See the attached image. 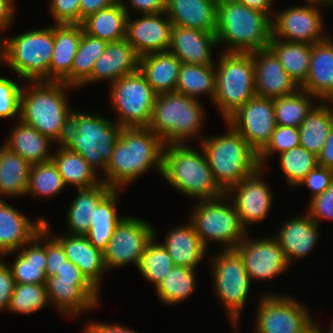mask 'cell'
<instances>
[{"mask_svg":"<svg viewBox=\"0 0 333 333\" xmlns=\"http://www.w3.org/2000/svg\"><path fill=\"white\" fill-rule=\"evenodd\" d=\"M247 7L266 13L271 19L275 12L273 9L274 0H236Z\"/></svg>","mask_w":333,"mask_h":333,"instance_id":"cell-62","label":"cell"},{"mask_svg":"<svg viewBox=\"0 0 333 333\" xmlns=\"http://www.w3.org/2000/svg\"><path fill=\"white\" fill-rule=\"evenodd\" d=\"M182 62L171 52H155L139 57V71L157 94L175 92Z\"/></svg>","mask_w":333,"mask_h":333,"instance_id":"cell-33","label":"cell"},{"mask_svg":"<svg viewBox=\"0 0 333 333\" xmlns=\"http://www.w3.org/2000/svg\"><path fill=\"white\" fill-rule=\"evenodd\" d=\"M54 26L31 29L9 38L0 36V63L23 81H49Z\"/></svg>","mask_w":333,"mask_h":333,"instance_id":"cell-8","label":"cell"},{"mask_svg":"<svg viewBox=\"0 0 333 333\" xmlns=\"http://www.w3.org/2000/svg\"><path fill=\"white\" fill-rule=\"evenodd\" d=\"M164 146L148 127L123 128L101 180L113 189H125L150 169L161 175Z\"/></svg>","mask_w":333,"mask_h":333,"instance_id":"cell-1","label":"cell"},{"mask_svg":"<svg viewBox=\"0 0 333 333\" xmlns=\"http://www.w3.org/2000/svg\"><path fill=\"white\" fill-rule=\"evenodd\" d=\"M49 224V220L45 219L44 227L62 244L68 260L78 266L85 277L101 291L102 277L107 271L103 252L96 249L86 236L66 233L54 235Z\"/></svg>","mask_w":333,"mask_h":333,"instance_id":"cell-24","label":"cell"},{"mask_svg":"<svg viewBox=\"0 0 333 333\" xmlns=\"http://www.w3.org/2000/svg\"><path fill=\"white\" fill-rule=\"evenodd\" d=\"M46 281L90 282L79 267L69 260L57 270L54 276H48Z\"/></svg>","mask_w":333,"mask_h":333,"instance_id":"cell-57","label":"cell"},{"mask_svg":"<svg viewBox=\"0 0 333 333\" xmlns=\"http://www.w3.org/2000/svg\"><path fill=\"white\" fill-rule=\"evenodd\" d=\"M173 24L165 12L142 14L127 18L125 40L141 57L146 54L168 51Z\"/></svg>","mask_w":333,"mask_h":333,"instance_id":"cell-19","label":"cell"},{"mask_svg":"<svg viewBox=\"0 0 333 333\" xmlns=\"http://www.w3.org/2000/svg\"><path fill=\"white\" fill-rule=\"evenodd\" d=\"M128 14L119 0L108 8L83 19L81 25L86 34L106 42L125 39Z\"/></svg>","mask_w":333,"mask_h":333,"instance_id":"cell-36","label":"cell"},{"mask_svg":"<svg viewBox=\"0 0 333 333\" xmlns=\"http://www.w3.org/2000/svg\"><path fill=\"white\" fill-rule=\"evenodd\" d=\"M248 234L234 248L242 257L250 280H271L281 276L291 267L277 239L271 237L251 238Z\"/></svg>","mask_w":333,"mask_h":333,"instance_id":"cell-17","label":"cell"},{"mask_svg":"<svg viewBox=\"0 0 333 333\" xmlns=\"http://www.w3.org/2000/svg\"><path fill=\"white\" fill-rule=\"evenodd\" d=\"M318 165L333 170V124L330 128L329 135L318 154Z\"/></svg>","mask_w":333,"mask_h":333,"instance_id":"cell-61","label":"cell"},{"mask_svg":"<svg viewBox=\"0 0 333 333\" xmlns=\"http://www.w3.org/2000/svg\"><path fill=\"white\" fill-rule=\"evenodd\" d=\"M176 93L200 100L208 95L211 101L215 97V65L182 63L176 84Z\"/></svg>","mask_w":333,"mask_h":333,"instance_id":"cell-41","label":"cell"},{"mask_svg":"<svg viewBox=\"0 0 333 333\" xmlns=\"http://www.w3.org/2000/svg\"><path fill=\"white\" fill-rule=\"evenodd\" d=\"M103 181L90 188L77 189L67 210L66 227L69 235L85 236L97 204L112 190Z\"/></svg>","mask_w":333,"mask_h":333,"instance_id":"cell-34","label":"cell"},{"mask_svg":"<svg viewBox=\"0 0 333 333\" xmlns=\"http://www.w3.org/2000/svg\"><path fill=\"white\" fill-rule=\"evenodd\" d=\"M81 0H50L49 13L54 24H80Z\"/></svg>","mask_w":333,"mask_h":333,"instance_id":"cell-51","label":"cell"},{"mask_svg":"<svg viewBox=\"0 0 333 333\" xmlns=\"http://www.w3.org/2000/svg\"><path fill=\"white\" fill-rule=\"evenodd\" d=\"M269 49L279 59L287 74L301 87L309 73L311 44L271 38Z\"/></svg>","mask_w":333,"mask_h":333,"instance_id":"cell-40","label":"cell"},{"mask_svg":"<svg viewBox=\"0 0 333 333\" xmlns=\"http://www.w3.org/2000/svg\"><path fill=\"white\" fill-rule=\"evenodd\" d=\"M83 333H139L128 326H123L118 323H103L98 321H89L82 329Z\"/></svg>","mask_w":333,"mask_h":333,"instance_id":"cell-58","label":"cell"},{"mask_svg":"<svg viewBox=\"0 0 333 333\" xmlns=\"http://www.w3.org/2000/svg\"><path fill=\"white\" fill-rule=\"evenodd\" d=\"M258 298L254 333H305L315 320L291 295L268 292Z\"/></svg>","mask_w":333,"mask_h":333,"instance_id":"cell-13","label":"cell"},{"mask_svg":"<svg viewBox=\"0 0 333 333\" xmlns=\"http://www.w3.org/2000/svg\"><path fill=\"white\" fill-rule=\"evenodd\" d=\"M139 67V56L125 40L108 42L102 55L95 61L91 75L78 87L96 82H106L108 85L121 77L134 73Z\"/></svg>","mask_w":333,"mask_h":333,"instance_id":"cell-23","label":"cell"},{"mask_svg":"<svg viewBox=\"0 0 333 333\" xmlns=\"http://www.w3.org/2000/svg\"><path fill=\"white\" fill-rule=\"evenodd\" d=\"M265 169L260 167L225 193L235 205L240 221L248 232L249 226L265 220L272 209L274 193L264 178Z\"/></svg>","mask_w":333,"mask_h":333,"instance_id":"cell-16","label":"cell"},{"mask_svg":"<svg viewBox=\"0 0 333 333\" xmlns=\"http://www.w3.org/2000/svg\"><path fill=\"white\" fill-rule=\"evenodd\" d=\"M317 98L299 89L296 93L274 99L276 125L299 128L312 108L319 102Z\"/></svg>","mask_w":333,"mask_h":333,"instance_id":"cell-43","label":"cell"},{"mask_svg":"<svg viewBox=\"0 0 333 333\" xmlns=\"http://www.w3.org/2000/svg\"><path fill=\"white\" fill-rule=\"evenodd\" d=\"M67 260L62 244L46 229V276H54Z\"/></svg>","mask_w":333,"mask_h":333,"instance_id":"cell-54","label":"cell"},{"mask_svg":"<svg viewBox=\"0 0 333 333\" xmlns=\"http://www.w3.org/2000/svg\"><path fill=\"white\" fill-rule=\"evenodd\" d=\"M217 62L212 103L225 121L239 107L257 96L255 67L252 53L222 51Z\"/></svg>","mask_w":333,"mask_h":333,"instance_id":"cell-9","label":"cell"},{"mask_svg":"<svg viewBox=\"0 0 333 333\" xmlns=\"http://www.w3.org/2000/svg\"><path fill=\"white\" fill-rule=\"evenodd\" d=\"M15 254L13 262L8 263L13 272L15 284H45L46 283V228L43 227L36 236L23 245Z\"/></svg>","mask_w":333,"mask_h":333,"instance_id":"cell-28","label":"cell"},{"mask_svg":"<svg viewBox=\"0 0 333 333\" xmlns=\"http://www.w3.org/2000/svg\"><path fill=\"white\" fill-rule=\"evenodd\" d=\"M273 233L280 247L283 249L288 264L302 260L309 256L320 239V227L305 212L304 214L289 217Z\"/></svg>","mask_w":333,"mask_h":333,"instance_id":"cell-21","label":"cell"},{"mask_svg":"<svg viewBox=\"0 0 333 333\" xmlns=\"http://www.w3.org/2000/svg\"><path fill=\"white\" fill-rule=\"evenodd\" d=\"M126 1L119 0L128 16L132 15L130 14L132 11L135 12V14L137 13L138 16L140 14H157L165 12L166 0H128L127 3Z\"/></svg>","mask_w":333,"mask_h":333,"instance_id":"cell-56","label":"cell"},{"mask_svg":"<svg viewBox=\"0 0 333 333\" xmlns=\"http://www.w3.org/2000/svg\"><path fill=\"white\" fill-rule=\"evenodd\" d=\"M252 56L257 96L275 99L290 96L300 89L269 48L254 51Z\"/></svg>","mask_w":333,"mask_h":333,"instance_id":"cell-22","label":"cell"},{"mask_svg":"<svg viewBox=\"0 0 333 333\" xmlns=\"http://www.w3.org/2000/svg\"><path fill=\"white\" fill-rule=\"evenodd\" d=\"M154 235L155 228L151 223L138 217L124 216L103 252L107 272L129 264L137 268L147 243Z\"/></svg>","mask_w":333,"mask_h":333,"instance_id":"cell-14","label":"cell"},{"mask_svg":"<svg viewBox=\"0 0 333 333\" xmlns=\"http://www.w3.org/2000/svg\"><path fill=\"white\" fill-rule=\"evenodd\" d=\"M199 148L188 143L165 145L161 177L194 201L222 197L225 192L214 180L205 153Z\"/></svg>","mask_w":333,"mask_h":333,"instance_id":"cell-5","label":"cell"},{"mask_svg":"<svg viewBox=\"0 0 333 333\" xmlns=\"http://www.w3.org/2000/svg\"><path fill=\"white\" fill-rule=\"evenodd\" d=\"M108 42L83 31L71 69V86L78 88L92 73L95 61L105 51Z\"/></svg>","mask_w":333,"mask_h":333,"instance_id":"cell-45","label":"cell"},{"mask_svg":"<svg viewBox=\"0 0 333 333\" xmlns=\"http://www.w3.org/2000/svg\"><path fill=\"white\" fill-rule=\"evenodd\" d=\"M195 202L188 219L207 249L211 241L220 243L223 249H234L248 234L235 205L226 194Z\"/></svg>","mask_w":333,"mask_h":333,"instance_id":"cell-11","label":"cell"},{"mask_svg":"<svg viewBox=\"0 0 333 333\" xmlns=\"http://www.w3.org/2000/svg\"><path fill=\"white\" fill-rule=\"evenodd\" d=\"M5 259L0 257V312L5 310L8 312L15 287L12 269Z\"/></svg>","mask_w":333,"mask_h":333,"instance_id":"cell-55","label":"cell"},{"mask_svg":"<svg viewBox=\"0 0 333 333\" xmlns=\"http://www.w3.org/2000/svg\"><path fill=\"white\" fill-rule=\"evenodd\" d=\"M53 153L52 160L57 165L65 186L90 188L102 182L101 175L78 153L66 150L60 145Z\"/></svg>","mask_w":333,"mask_h":333,"instance_id":"cell-39","label":"cell"},{"mask_svg":"<svg viewBox=\"0 0 333 333\" xmlns=\"http://www.w3.org/2000/svg\"><path fill=\"white\" fill-rule=\"evenodd\" d=\"M123 189H112L96 206L90 228L86 233L89 242L98 250L104 252L114 233L117 224L124 218L118 213L120 192Z\"/></svg>","mask_w":333,"mask_h":333,"instance_id":"cell-35","label":"cell"},{"mask_svg":"<svg viewBox=\"0 0 333 333\" xmlns=\"http://www.w3.org/2000/svg\"><path fill=\"white\" fill-rule=\"evenodd\" d=\"M277 156L283 177L293 188H296L305 176L318 166L317 155L302 146L292 148Z\"/></svg>","mask_w":333,"mask_h":333,"instance_id":"cell-47","label":"cell"},{"mask_svg":"<svg viewBox=\"0 0 333 333\" xmlns=\"http://www.w3.org/2000/svg\"><path fill=\"white\" fill-rule=\"evenodd\" d=\"M218 0H166L165 13L173 26L216 33Z\"/></svg>","mask_w":333,"mask_h":333,"instance_id":"cell-30","label":"cell"},{"mask_svg":"<svg viewBox=\"0 0 333 333\" xmlns=\"http://www.w3.org/2000/svg\"><path fill=\"white\" fill-rule=\"evenodd\" d=\"M300 89L319 101H333V37L311 45L309 73Z\"/></svg>","mask_w":333,"mask_h":333,"instance_id":"cell-27","label":"cell"},{"mask_svg":"<svg viewBox=\"0 0 333 333\" xmlns=\"http://www.w3.org/2000/svg\"><path fill=\"white\" fill-rule=\"evenodd\" d=\"M118 0H81L80 2V24L87 16L110 7Z\"/></svg>","mask_w":333,"mask_h":333,"instance_id":"cell-60","label":"cell"},{"mask_svg":"<svg viewBox=\"0 0 333 333\" xmlns=\"http://www.w3.org/2000/svg\"><path fill=\"white\" fill-rule=\"evenodd\" d=\"M156 234L155 230V235L147 243L146 249L137 267L143 278L151 283L154 288L175 266L164 245L157 242Z\"/></svg>","mask_w":333,"mask_h":333,"instance_id":"cell-44","label":"cell"},{"mask_svg":"<svg viewBox=\"0 0 333 333\" xmlns=\"http://www.w3.org/2000/svg\"><path fill=\"white\" fill-rule=\"evenodd\" d=\"M46 218L32 221L4 199H0V257L18 251L44 227Z\"/></svg>","mask_w":333,"mask_h":333,"instance_id":"cell-25","label":"cell"},{"mask_svg":"<svg viewBox=\"0 0 333 333\" xmlns=\"http://www.w3.org/2000/svg\"><path fill=\"white\" fill-rule=\"evenodd\" d=\"M306 5H295L275 11L272 17V36L280 40L314 44L326 39L323 8L325 5L306 2Z\"/></svg>","mask_w":333,"mask_h":333,"instance_id":"cell-15","label":"cell"},{"mask_svg":"<svg viewBox=\"0 0 333 333\" xmlns=\"http://www.w3.org/2000/svg\"><path fill=\"white\" fill-rule=\"evenodd\" d=\"M316 322L318 333H333V319L331 320L328 328L322 327L319 323ZM319 324V325H318Z\"/></svg>","mask_w":333,"mask_h":333,"instance_id":"cell-63","label":"cell"},{"mask_svg":"<svg viewBox=\"0 0 333 333\" xmlns=\"http://www.w3.org/2000/svg\"><path fill=\"white\" fill-rule=\"evenodd\" d=\"M4 141L2 144L5 147L30 165L52 160L53 152L50 149L54 141L21 120L15 121L12 130Z\"/></svg>","mask_w":333,"mask_h":333,"instance_id":"cell-32","label":"cell"},{"mask_svg":"<svg viewBox=\"0 0 333 333\" xmlns=\"http://www.w3.org/2000/svg\"><path fill=\"white\" fill-rule=\"evenodd\" d=\"M272 19L236 0H218L216 39L223 52L252 53L269 48ZM227 49V50H226Z\"/></svg>","mask_w":333,"mask_h":333,"instance_id":"cell-3","label":"cell"},{"mask_svg":"<svg viewBox=\"0 0 333 333\" xmlns=\"http://www.w3.org/2000/svg\"><path fill=\"white\" fill-rule=\"evenodd\" d=\"M218 47L215 34L193 28L173 26L168 51L182 63L215 65L213 48Z\"/></svg>","mask_w":333,"mask_h":333,"instance_id":"cell-26","label":"cell"},{"mask_svg":"<svg viewBox=\"0 0 333 333\" xmlns=\"http://www.w3.org/2000/svg\"><path fill=\"white\" fill-rule=\"evenodd\" d=\"M54 47L49 66V81L71 85V69L83 34L81 24H53Z\"/></svg>","mask_w":333,"mask_h":333,"instance_id":"cell-29","label":"cell"},{"mask_svg":"<svg viewBox=\"0 0 333 333\" xmlns=\"http://www.w3.org/2000/svg\"><path fill=\"white\" fill-rule=\"evenodd\" d=\"M187 221L169 229L162 244L175 266L197 270L205 256L208 257V249L201 242L192 222L188 218Z\"/></svg>","mask_w":333,"mask_h":333,"instance_id":"cell-31","label":"cell"},{"mask_svg":"<svg viewBox=\"0 0 333 333\" xmlns=\"http://www.w3.org/2000/svg\"><path fill=\"white\" fill-rule=\"evenodd\" d=\"M31 165L0 145V199L26 197Z\"/></svg>","mask_w":333,"mask_h":333,"instance_id":"cell-37","label":"cell"},{"mask_svg":"<svg viewBox=\"0 0 333 333\" xmlns=\"http://www.w3.org/2000/svg\"><path fill=\"white\" fill-rule=\"evenodd\" d=\"M196 271L192 268L174 266L169 274L154 288L158 299L168 306L187 300L197 284Z\"/></svg>","mask_w":333,"mask_h":333,"instance_id":"cell-42","label":"cell"},{"mask_svg":"<svg viewBox=\"0 0 333 333\" xmlns=\"http://www.w3.org/2000/svg\"><path fill=\"white\" fill-rule=\"evenodd\" d=\"M300 146V130L297 127L276 125L267 144L258 152L260 167L265 168L271 156Z\"/></svg>","mask_w":333,"mask_h":333,"instance_id":"cell-49","label":"cell"},{"mask_svg":"<svg viewBox=\"0 0 333 333\" xmlns=\"http://www.w3.org/2000/svg\"><path fill=\"white\" fill-rule=\"evenodd\" d=\"M45 286L50 306L66 318L100 306V291L91 282L46 281Z\"/></svg>","mask_w":333,"mask_h":333,"instance_id":"cell-20","label":"cell"},{"mask_svg":"<svg viewBox=\"0 0 333 333\" xmlns=\"http://www.w3.org/2000/svg\"><path fill=\"white\" fill-rule=\"evenodd\" d=\"M332 103L333 101H319L299 127L300 146L317 156L323 149L333 124Z\"/></svg>","mask_w":333,"mask_h":333,"instance_id":"cell-38","label":"cell"},{"mask_svg":"<svg viewBox=\"0 0 333 333\" xmlns=\"http://www.w3.org/2000/svg\"><path fill=\"white\" fill-rule=\"evenodd\" d=\"M309 201L306 213L313 221L319 226L322 220L333 222V183L321 195L309 199Z\"/></svg>","mask_w":333,"mask_h":333,"instance_id":"cell-52","label":"cell"},{"mask_svg":"<svg viewBox=\"0 0 333 333\" xmlns=\"http://www.w3.org/2000/svg\"><path fill=\"white\" fill-rule=\"evenodd\" d=\"M108 87L109 104L118 118L115 122L124 128L148 127L157 93L139 69Z\"/></svg>","mask_w":333,"mask_h":333,"instance_id":"cell-12","label":"cell"},{"mask_svg":"<svg viewBox=\"0 0 333 333\" xmlns=\"http://www.w3.org/2000/svg\"><path fill=\"white\" fill-rule=\"evenodd\" d=\"M305 333H318L316 322Z\"/></svg>","mask_w":333,"mask_h":333,"instance_id":"cell-65","label":"cell"},{"mask_svg":"<svg viewBox=\"0 0 333 333\" xmlns=\"http://www.w3.org/2000/svg\"><path fill=\"white\" fill-rule=\"evenodd\" d=\"M65 187L53 160L31 165L26 197L35 195L48 199L58 195Z\"/></svg>","mask_w":333,"mask_h":333,"instance_id":"cell-46","label":"cell"},{"mask_svg":"<svg viewBox=\"0 0 333 333\" xmlns=\"http://www.w3.org/2000/svg\"><path fill=\"white\" fill-rule=\"evenodd\" d=\"M226 133L205 136L202 147L216 183L226 193L260 168L258 152L229 124ZM228 127V128H227Z\"/></svg>","mask_w":333,"mask_h":333,"instance_id":"cell-6","label":"cell"},{"mask_svg":"<svg viewBox=\"0 0 333 333\" xmlns=\"http://www.w3.org/2000/svg\"><path fill=\"white\" fill-rule=\"evenodd\" d=\"M304 2H310V3H318L321 5H325L329 8L333 5V0H305Z\"/></svg>","mask_w":333,"mask_h":333,"instance_id":"cell-64","label":"cell"},{"mask_svg":"<svg viewBox=\"0 0 333 333\" xmlns=\"http://www.w3.org/2000/svg\"><path fill=\"white\" fill-rule=\"evenodd\" d=\"M123 128L102 114L73 109L58 145L83 156L97 174L101 169L104 174Z\"/></svg>","mask_w":333,"mask_h":333,"instance_id":"cell-4","label":"cell"},{"mask_svg":"<svg viewBox=\"0 0 333 333\" xmlns=\"http://www.w3.org/2000/svg\"><path fill=\"white\" fill-rule=\"evenodd\" d=\"M73 88L76 87L64 82L26 81L21 92L20 120L48 136L57 146L71 118L73 109L69 107L67 92Z\"/></svg>","mask_w":333,"mask_h":333,"instance_id":"cell-2","label":"cell"},{"mask_svg":"<svg viewBox=\"0 0 333 333\" xmlns=\"http://www.w3.org/2000/svg\"><path fill=\"white\" fill-rule=\"evenodd\" d=\"M203 105L199 99L176 92L157 94L148 128L165 145L187 144L193 137H200V142L204 138L200 131L206 122Z\"/></svg>","mask_w":333,"mask_h":333,"instance_id":"cell-7","label":"cell"},{"mask_svg":"<svg viewBox=\"0 0 333 333\" xmlns=\"http://www.w3.org/2000/svg\"><path fill=\"white\" fill-rule=\"evenodd\" d=\"M215 253L208 258L212 273V289L227 311V319L233 327L232 330L238 333L241 311L247 303L252 282L242 257L235 249H221Z\"/></svg>","mask_w":333,"mask_h":333,"instance_id":"cell-10","label":"cell"},{"mask_svg":"<svg viewBox=\"0 0 333 333\" xmlns=\"http://www.w3.org/2000/svg\"><path fill=\"white\" fill-rule=\"evenodd\" d=\"M24 82L19 77L15 81L12 78L0 76V119L16 116V121L20 120L21 92Z\"/></svg>","mask_w":333,"mask_h":333,"instance_id":"cell-50","label":"cell"},{"mask_svg":"<svg viewBox=\"0 0 333 333\" xmlns=\"http://www.w3.org/2000/svg\"><path fill=\"white\" fill-rule=\"evenodd\" d=\"M15 0H0V36L8 30L16 15Z\"/></svg>","mask_w":333,"mask_h":333,"instance_id":"cell-59","label":"cell"},{"mask_svg":"<svg viewBox=\"0 0 333 333\" xmlns=\"http://www.w3.org/2000/svg\"><path fill=\"white\" fill-rule=\"evenodd\" d=\"M45 284H15L8 312L10 314L30 315L48 307Z\"/></svg>","mask_w":333,"mask_h":333,"instance_id":"cell-48","label":"cell"},{"mask_svg":"<svg viewBox=\"0 0 333 333\" xmlns=\"http://www.w3.org/2000/svg\"><path fill=\"white\" fill-rule=\"evenodd\" d=\"M333 183V170L322 166H317L311 170L305 178L297 185V187L307 186L312 192L310 199L321 195Z\"/></svg>","mask_w":333,"mask_h":333,"instance_id":"cell-53","label":"cell"},{"mask_svg":"<svg viewBox=\"0 0 333 333\" xmlns=\"http://www.w3.org/2000/svg\"><path fill=\"white\" fill-rule=\"evenodd\" d=\"M274 114V99L255 96L225 121L259 152L275 130Z\"/></svg>","mask_w":333,"mask_h":333,"instance_id":"cell-18","label":"cell"}]
</instances>
